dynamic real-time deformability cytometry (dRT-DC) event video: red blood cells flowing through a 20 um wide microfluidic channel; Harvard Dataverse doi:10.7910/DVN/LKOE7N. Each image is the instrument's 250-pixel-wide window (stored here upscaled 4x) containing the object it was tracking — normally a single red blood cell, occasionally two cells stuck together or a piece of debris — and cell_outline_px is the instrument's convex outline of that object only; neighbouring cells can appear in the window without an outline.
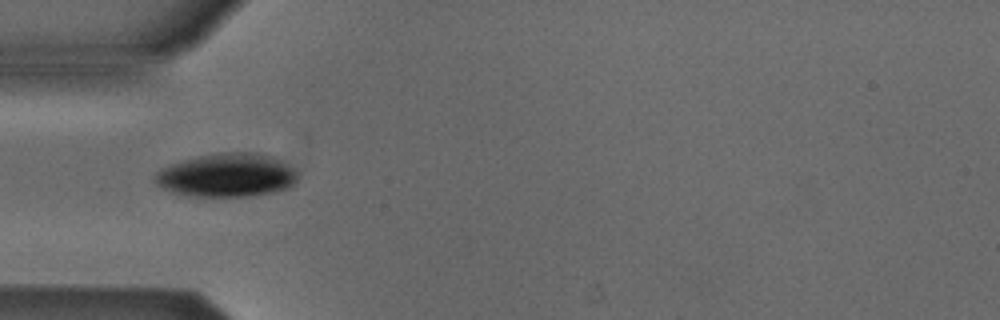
{"species": "Egyptian fruit bat (a non-hibernating species)", "species_latin": "Rousettus aegyptiacus", "temperature_condition": "cold", "stored_images_in_passage": 6, "camera_frame_rate_fps": 3000, "um_per_image_px": 0.085, "animal": {"sex": "male"}, "frame": {"image": 1, "passage_image": 5, "time_ms": 1.333, "image_size_px": [1000, 320], "cell_outline_px": [[300, 172], [296, 180], [288, 188], [272, 192], [252, 196], [184, 196], [172, 192], [156, 184], [152, 180], [156, 172], [160, 168], [184, 160], [200, 156], [220, 152], [256, 152], [272, 156], [296, 168]], "centroid_in_image_um": [19.3, 14.89], "position_along_channel_um": 65.7, "area_um2": 36.53}}